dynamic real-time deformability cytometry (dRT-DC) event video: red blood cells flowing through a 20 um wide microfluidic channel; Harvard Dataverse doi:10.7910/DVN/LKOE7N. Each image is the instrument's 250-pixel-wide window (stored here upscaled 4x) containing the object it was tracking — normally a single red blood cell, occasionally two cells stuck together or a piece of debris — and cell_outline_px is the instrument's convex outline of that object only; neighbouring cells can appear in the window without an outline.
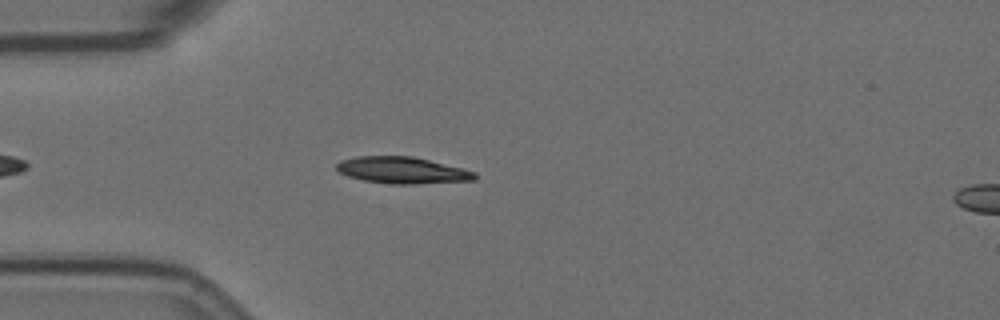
{"species": "Egyptian fruit bat (a non-hibernating species)", "species_latin": "Rousettus aegyptiacus", "temperature_condition": "room temperature", "stored_images_in_passage": 49, "camera_frame_rate_fps": 3000, "um_per_image_px": 0.085, "animal": {"sex": "female"}, "frame": {"image": 1, "passage_image": 7, "time_ms": 2.0, "image_size_px": [1000, 320], "cell_outline_px": [[476, 180], [416, 184], [392, 184], [364, 180], [348, 176], [340, 172], [336, 168], [336, 164], [340, 160], [356, 156], [412, 156], [464, 168], [476, 172]], "centroid_in_image_um": [34.21, 14.47], "position_along_channel_um": 50.8, "area_um2": 21.5}}
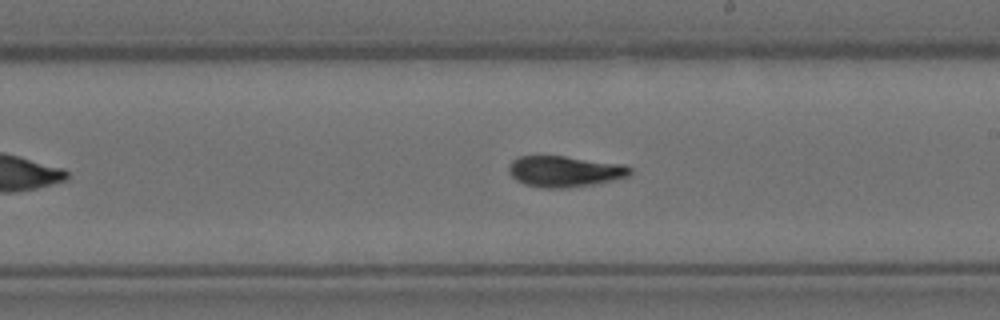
{"frame": {"image": 2, "passage_image": 24, "time_ms": 7.667, "image_size_px": [1000, 320], "cell_outline_px": [[632, 172], [628, 176], [612, 180], [592, 184], [564, 188], [540, 188], [524, 184], [516, 180], [508, 172], [508, 164], [512, 160], [520, 156], [564, 156], [624, 164], [632, 168]], "centroid_in_image_um": [47.97, 14.56], "position_along_channel_um": 241.0, "area_um2": 21.96}}
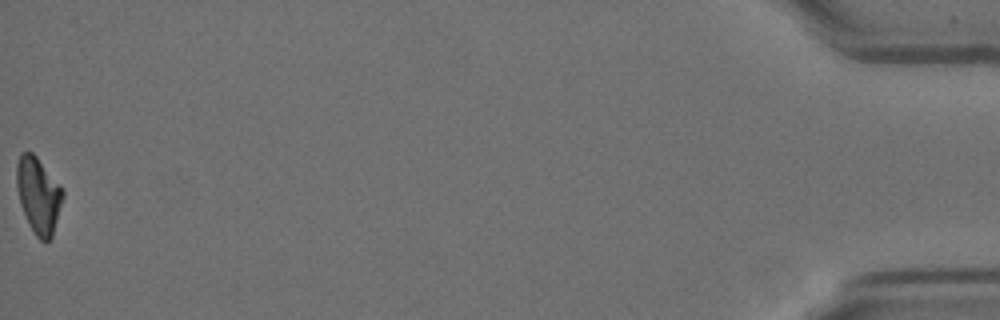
{"frame": {"image": 3, "passage_image": 49, "time_ms": 16.0, "image_size_px": [1000, 320], "cell_outline_px": [[64, 196], [52, 236], [48, 240], [40, 240], [36, 236], [28, 224], [20, 204], [16, 188], [16, 164], [20, 152], [32, 152], [36, 156], [60, 184], [64, 192]], "centroid_in_image_um": [3.25, 16.57], "position_along_channel_um": 432.0, "area_um2": 20.58}, "authors_computed_cell_mechanics": {"area_um2": 21.3282, "velocity_mm_per_s": 3.5219, "shape_relaxation_time_tau1_ms": 4.3652, "shape_relaxation_time_tau2_ms": 2.1381, "deformation_change_tau1": 0.1713, "deformation_change_tau2": 0.0883}}